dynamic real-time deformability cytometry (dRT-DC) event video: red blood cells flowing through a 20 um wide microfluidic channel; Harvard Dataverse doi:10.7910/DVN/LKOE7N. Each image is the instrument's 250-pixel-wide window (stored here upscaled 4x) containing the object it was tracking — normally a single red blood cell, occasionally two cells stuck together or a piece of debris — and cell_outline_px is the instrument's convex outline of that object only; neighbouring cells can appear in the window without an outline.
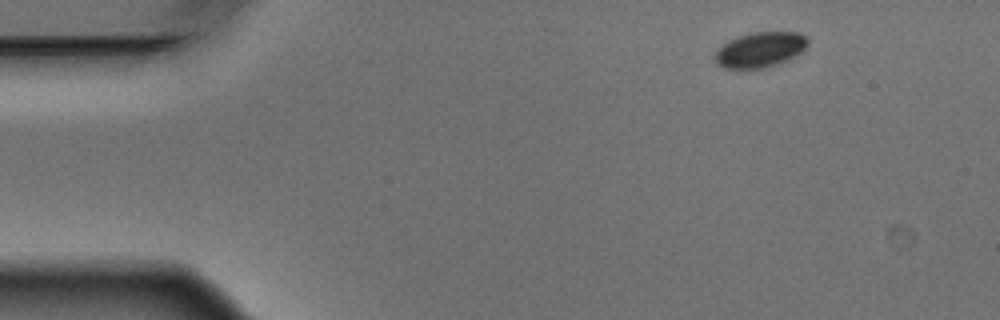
{"species": "Egyptian fruit bat (a non-hibernating species)", "species_latin": "Rousettus aegyptiacus", "temperature_condition": "warm", "stored_images_in_passage": 4, "camera_frame_rate_fps": 3000, "um_per_image_px": 0.085, "animal": {"sex": "male"}, "frame": {"image": 1, "passage_image": 1, "time_ms": 0.0, "image_size_px": [1000, 320], "cell_outline_px": [[808, 44], [800, 52], [788, 60], [764, 68], [724, 68], [712, 56], [728, 40], [752, 32], [800, 32], [808, 36]], "centroid_in_image_um": [64.64, 4.21], "position_along_channel_um": 20.4, "area_um2": 18.9}}